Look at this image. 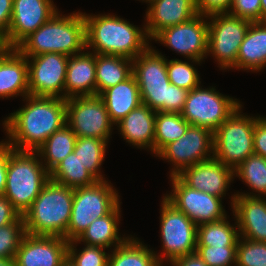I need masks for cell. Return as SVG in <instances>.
Segmentation results:
<instances>
[{"instance_id":"39","label":"cell","mask_w":266,"mask_h":266,"mask_svg":"<svg viewBox=\"0 0 266 266\" xmlns=\"http://www.w3.org/2000/svg\"><path fill=\"white\" fill-rule=\"evenodd\" d=\"M235 266H266V242L239 237Z\"/></svg>"},{"instance_id":"36","label":"cell","mask_w":266,"mask_h":266,"mask_svg":"<svg viewBox=\"0 0 266 266\" xmlns=\"http://www.w3.org/2000/svg\"><path fill=\"white\" fill-rule=\"evenodd\" d=\"M189 62L180 59H166V67L170 83L187 91L193 90L201 85L200 74L194 65H198L202 61L189 60Z\"/></svg>"},{"instance_id":"11","label":"cell","mask_w":266,"mask_h":266,"mask_svg":"<svg viewBox=\"0 0 266 266\" xmlns=\"http://www.w3.org/2000/svg\"><path fill=\"white\" fill-rule=\"evenodd\" d=\"M240 105V100L223 95L214 86L204 89L200 85L188 91L181 115L190 125L215 132Z\"/></svg>"},{"instance_id":"2","label":"cell","mask_w":266,"mask_h":266,"mask_svg":"<svg viewBox=\"0 0 266 266\" xmlns=\"http://www.w3.org/2000/svg\"><path fill=\"white\" fill-rule=\"evenodd\" d=\"M83 16L86 49H92L95 54L118 55L133 60L151 45L145 25L140 28L110 13H83Z\"/></svg>"},{"instance_id":"26","label":"cell","mask_w":266,"mask_h":266,"mask_svg":"<svg viewBox=\"0 0 266 266\" xmlns=\"http://www.w3.org/2000/svg\"><path fill=\"white\" fill-rule=\"evenodd\" d=\"M99 97L103 100L114 125L142 104L140 90L133 74L125 81L104 90Z\"/></svg>"},{"instance_id":"44","label":"cell","mask_w":266,"mask_h":266,"mask_svg":"<svg viewBox=\"0 0 266 266\" xmlns=\"http://www.w3.org/2000/svg\"><path fill=\"white\" fill-rule=\"evenodd\" d=\"M13 9V0H0V42L8 35Z\"/></svg>"},{"instance_id":"20","label":"cell","mask_w":266,"mask_h":266,"mask_svg":"<svg viewBox=\"0 0 266 266\" xmlns=\"http://www.w3.org/2000/svg\"><path fill=\"white\" fill-rule=\"evenodd\" d=\"M230 197L239 236L251 241L266 242V198L239 196L235 192Z\"/></svg>"},{"instance_id":"18","label":"cell","mask_w":266,"mask_h":266,"mask_svg":"<svg viewBox=\"0 0 266 266\" xmlns=\"http://www.w3.org/2000/svg\"><path fill=\"white\" fill-rule=\"evenodd\" d=\"M63 237L25 234L14 257L16 266H61L67 259Z\"/></svg>"},{"instance_id":"7","label":"cell","mask_w":266,"mask_h":266,"mask_svg":"<svg viewBox=\"0 0 266 266\" xmlns=\"http://www.w3.org/2000/svg\"><path fill=\"white\" fill-rule=\"evenodd\" d=\"M108 181L74 189L71 218L65 233L68 242L76 240L94 220L109 214L120 203L118 191Z\"/></svg>"},{"instance_id":"34","label":"cell","mask_w":266,"mask_h":266,"mask_svg":"<svg viewBox=\"0 0 266 266\" xmlns=\"http://www.w3.org/2000/svg\"><path fill=\"white\" fill-rule=\"evenodd\" d=\"M108 143L102 139L92 137H77L74 153L79 157L86 170L97 180H106L101 173L102 163L105 160Z\"/></svg>"},{"instance_id":"25","label":"cell","mask_w":266,"mask_h":266,"mask_svg":"<svg viewBox=\"0 0 266 266\" xmlns=\"http://www.w3.org/2000/svg\"><path fill=\"white\" fill-rule=\"evenodd\" d=\"M266 67V21L251 22L234 69L259 72Z\"/></svg>"},{"instance_id":"17","label":"cell","mask_w":266,"mask_h":266,"mask_svg":"<svg viewBox=\"0 0 266 266\" xmlns=\"http://www.w3.org/2000/svg\"><path fill=\"white\" fill-rule=\"evenodd\" d=\"M58 11L53 0H13L10 28L1 47L16 48Z\"/></svg>"},{"instance_id":"33","label":"cell","mask_w":266,"mask_h":266,"mask_svg":"<svg viewBox=\"0 0 266 266\" xmlns=\"http://www.w3.org/2000/svg\"><path fill=\"white\" fill-rule=\"evenodd\" d=\"M227 219L198 225L197 246H237L240 237L237 221L232 225Z\"/></svg>"},{"instance_id":"42","label":"cell","mask_w":266,"mask_h":266,"mask_svg":"<svg viewBox=\"0 0 266 266\" xmlns=\"http://www.w3.org/2000/svg\"><path fill=\"white\" fill-rule=\"evenodd\" d=\"M233 0H196L198 14L210 16L219 13H228Z\"/></svg>"},{"instance_id":"46","label":"cell","mask_w":266,"mask_h":266,"mask_svg":"<svg viewBox=\"0 0 266 266\" xmlns=\"http://www.w3.org/2000/svg\"><path fill=\"white\" fill-rule=\"evenodd\" d=\"M13 148L6 142H0V196L4 195L6 178H7V164L8 156Z\"/></svg>"},{"instance_id":"31","label":"cell","mask_w":266,"mask_h":266,"mask_svg":"<svg viewBox=\"0 0 266 266\" xmlns=\"http://www.w3.org/2000/svg\"><path fill=\"white\" fill-rule=\"evenodd\" d=\"M234 177L241 179L252 191L236 192L239 196L266 197V158L252 154L235 170ZM255 192V193H254Z\"/></svg>"},{"instance_id":"32","label":"cell","mask_w":266,"mask_h":266,"mask_svg":"<svg viewBox=\"0 0 266 266\" xmlns=\"http://www.w3.org/2000/svg\"><path fill=\"white\" fill-rule=\"evenodd\" d=\"M50 180L70 188L93 185L97 180L86 170L74 151L67 155L51 172Z\"/></svg>"},{"instance_id":"16","label":"cell","mask_w":266,"mask_h":266,"mask_svg":"<svg viewBox=\"0 0 266 266\" xmlns=\"http://www.w3.org/2000/svg\"><path fill=\"white\" fill-rule=\"evenodd\" d=\"M26 57L29 95L64 99L69 56L50 52Z\"/></svg>"},{"instance_id":"40","label":"cell","mask_w":266,"mask_h":266,"mask_svg":"<svg viewBox=\"0 0 266 266\" xmlns=\"http://www.w3.org/2000/svg\"><path fill=\"white\" fill-rule=\"evenodd\" d=\"M196 253L208 266H235L237 246H197Z\"/></svg>"},{"instance_id":"9","label":"cell","mask_w":266,"mask_h":266,"mask_svg":"<svg viewBox=\"0 0 266 266\" xmlns=\"http://www.w3.org/2000/svg\"><path fill=\"white\" fill-rule=\"evenodd\" d=\"M160 238L162 253L155 252L157 260L164 266L172 260L196 252L197 225L172 205L164 196L160 209Z\"/></svg>"},{"instance_id":"4","label":"cell","mask_w":266,"mask_h":266,"mask_svg":"<svg viewBox=\"0 0 266 266\" xmlns=\"http://www.w3.org/2000/svg\"><path fill=\"white\" fill-rule=\"evenodd\" d=\"M16 49L24 56L60 53L72 56L86 50L85 18L78 11L63 15L58 11L50 20L25 38Z\"/></svg>"},{"instance_id":"51","label":"cell","mask_w":266,"mask_h":266,"mask_svg":"<svg viewBox=\"0 0 266 266\" xmlns=\"http://www.w3.org/2000/svg\"><path fill=\"white\" fill-rule=\"evenodd\" d=\"M141 1L144 2V3H146V4H149V3L153 2L154 0H141Z\"/></svg>"},{"instance_id":"5","label":"cell","mask_w":266,"mask_h":266,"mask_svg":"<svg viewBox=\"0 0 266 266\" xmlns=\"http://www.w3.org/2000/svg\"><path fill=\"white\" fill-rule=\"evenodd\" d=\"M73 196V188L49 180L23 215L26 233L65 239Z\"/></svg>"},{"instance_id":"8","label":"cell","mask_w":266,"mask_h":266,"mask_svg":"<svg viewBox=\"0 0 266 266\" xmlns=\"http://www.w3.org/2000/svg\"><path fill=\"white\" fill-rule=\"evenodd\" d=\"M242 107L236 108L214 132L213 157L233 170L254 154L253 132L259 115L248 116L241 112Z\"/></svg>"},{"instance_id":"28","label":"cell","mask_w":266,"mask_h":266,"mask_svg":"<svg viewBox=\"0 0 266 266\" xmlns=\"http://www.w3.org/2000/svg\"><path fill=\"white\" fill-rule=\"evenodd\" d=\"M96 95L125 81L133 73V60L124 56L96 54Z\"/></svg>"},{"instance_id":"41","label":"cell","mask_w":266,"mask_h":266,"mask_svg":"<svg viewBox=\"0 0 266 266\" xmlns=\"http://www.w3.org/2000/svg\"><path fill=\"white\" fill-rule=\"evenodd\" d=\"M261 0H233L230 14L251 22L261 21Z\"/></svg>"},{"instance_id":"14","label":"cell","mask_w":266,"mask_h":266,"mask_svg":"<svg viewBox=\"0 0 266 266\" xmlns=\"http://www.w3.org/2000/svg\"><path fill=\"white\" fill-rule=\"evenodd\" d=\"M152 40L187 60L203 61L208 50V16L197 14L187 22L161 30Z\"/></svg>"},{"instance_id":"30","label":"cell","mask_w":266,"mask_h":266,"mask_svg":"<svg viewBox=\"0 0 266 266\" xmlns=\"http://www.w3.org/2000/svg\"><path fill=\"white\" fill-rule=\"evenodd\" d=\"M77 136L73 130L65 124L54 132L36 150L40 160L50 173L67 155L74 151Z\"/></svg>"},{"instance_id":"24","label":"cell","mask_w":266,"mask_h":266,"mask_svg":"<svg viewBox=\"0 0 266 266\" xmlns=\"http://www.w3.org/2000/svg\"><path fill=\"white\" fill-rule=\"evenodd\" d=\"M155 116L156 111L142 103L115 126L127 143L154 154Z\"/></svg>"},{"instance_id":"19","label":"cell","mask_w":266,"mask_h":266,"mask_svg":"<svg viewBox=\"0 0 266 266\" xmlns=\"http://www.w3.org/2000/svg\"><path fill=\"white\" fill-rule=\"evenodd\" d=\"M187 186L224 199L234 178V170L212 157L188 166L177 175Z\"/></svg>"},{"instance_id":"13","label":"cell","mask_w":266,"mask_h":266,"mask_svg":"<svg viewBox=\"0 0 266 266\" xmlns=\"http://www.w3.org/2000/svg\"><path fill=\"white\" fill-rule=\"evenodd\" d=\"M214 155V132L201 126L189 125L179 139L167 144L156 157L171 162L169 176L183 169L211 159Z\"/></svg>"},{"instance_id":"45","label":"cell","mask_w":266,"mask_h":266,"mask_svg":"<svg viewBox=\"0 0 266 266\" xmlns=\"http://www.w3.org/2000/svg\"><path fill=\"white\" fill-rule=\"evenodd\" d=\"M20 217L12 203L4 195L0 196V227L16 222Z\"/></svg>"},{"instance_id":"12","label":"cell","mask_w":266,"mask_h":266,"mask_svg":"<svg viewBox=\"0 0 266 266\" xmlns=\"http://www.w3.org/2000/svg\"><path fill=\"white\" fill-rule=\"evenodd\" d=\"M66 124L77 137H92L107 143L115 126L103 100L97 95L66 99Z\"/></svg>"},{"instance_id":"22","label":"cell","mask_w":266,"mask_h":266,"mask_svg":"<svg viewBox=\"0 0 266 266\" xmlns=\"http://www.w3.org/2000/svg\"><path fill=\"white\" fill-rule=\"evenodd\" d=\"M28 89V60L16 48L0 47V98H25Z\"/></svg>"},{"instance_id":"50","label":"cell","mask_w":266,"mask_h":266,"mask_svg":"<svg viewBox=\"0 0 266 266\" xmlns=\"http://www.w3.org/2000/svg\"><path fill=\"white\" fill-rule=\"evenodd\" d=\"M61 266H74L73 263L67 258Z\"/></svg>"},{"instance_id":"38","label":"cell","mask_w":266,"mask_h":266,"mask_svg":"<svg viewBox=\"0 0 266 266\" xmlns=\"http://www.w3.org/2000/svg\"><path fill=\"white\" fill-rule=\"evenodd\" d=\"M26 234L23 216L16 222L0 227V259H14Z\"/></svg>"},{"instance_id":"48","label":"cell","mask_w":266,"mask_h":266,"mask_svg":"<svg viewBox=\"0 0 266 266\" xmlns=\"http://www.w3.org/2000/svg\"><path fill=\"white\" fill-rule=\"evenodd\" d=\"M0 266H16L14 259H0Z\"/></svg>"},{"instance_id":"21","label":"cell","mask_w":266,"mask_h":266,"mask_svg":"<svg viewBox=\"0 0 266 266\" xmlns=\"http://www.w3.org/2000/svg\"><path fill=\"white\" fill-rule=\"evenodd\" d=\"M148 5L144 25L150 42L161 30L187 22L198 14L196 0H154Z\"/></svg>"},{"instance_id":"29","label":"cell","mask_w":266,"mask_h":266,"mask_svg":"<svg viewBox=\"0 0 266 266\" xmlns=\"http://www.w3.org/2000/svg\"><path fill=\"white\" fill-rule=\"evenodd\" d=\"M110 252L108 266H162L155 251L132 235Z\"/></svg>"},{"instance_id":"3","label":"cell","mask_w":266,"mask_h":266,"mask_svg":"<svg viewBox=\"0 0 266 266\" xmlns=\"http://www.w3.org/2000/svg\"><path fill=\"white\" fill-rule=\"evenodd\" d=\"M141 101L156 112L181 113L188 91L171 84L166 58L150 45L133 59V73Z\"/></svg>"},{"instance_id":"15","label":"cell","mask_w":266,"mask_h":266,"mask_svg":"<svg viewBox=\"0 0 266 266\" xmlns=\"http://www.w3.org/2000/svg\"><path fill=\"white\" fill-rule=\"evenodd\" d=\"M172 191L163 196L197 226L227 217L222 198L187 186L177 175L170 176Z\"/></svg>"},{"instance_id":"1","label":"cell","mask_w":266,"mask_h":266,"mask_svg":"<svg viewBox=\"0 0 266 266\" xmlns=\"http://www.w3.org/2000/svg\"><path fill=\"white\" fill-rule=\"evenodd\" d=\"M23 99L25 105L2 122L5 141L15 150L36 151L66 124V99L32 95Z\"/></svg>"},{"instance_id":"49","label":"cell","mask_w":266,"mask_h":266,"mask_svg":"<svg viewBox=\"0 0 266 266\" xmlns=\"http://www.w3.org/2000/svg\"><path fill=\"white\" fill-rule=\"evenodd\" d=\"M261 21H266V0H261Z\"/></svg>"},{"instance_id":"10","label":"cell","mask_w":266,"mask_h":266,"mask_svg":"<svg viewBox=\"0 0 266 266\" xmlns=\"http://www.w3.org/2000/svg\"><path fill=\"white\" fill-rule=\"evenodd\" d=\"M251 21L228 13L208 16L207 56L214 57L220 70L233 69L240 45Z\"/></svg>"},{"instance_id":"37","label":"cell","mask_w":266,"mask_h":266,"mask_svg":"<svg viewBox=\"0 0 266 266\" xmlns=\"http://www.w3.org/2000/svg\"><path fill=\"white\" fill-rule=\"evenodd\" d=\"M77 245L76 240L68 242L67 258L74 266H108L109 252H105L106 248L84 245L78 250Z\"/></svg>"},{"instance_id":"23","label":"cell","mask_w":266,"mask_h":266,"mask_svg":"<svg viewBox=\"0 0 266 266\" xmlns=\"http://www.w3.org/2000/svg\"><path fill=\"white\" fill-rule=\"evenodd\" d=\"M86 51L68 57L64 99L96 96V54Z\"/></svg>"},{"instance_id":"35","label":"cell","mask_w":266,"mask_h":266,"mask_svg":"<svg viewBox=\"0 0 266 266\" xmlns=\"http://www.w3.org/2000/svg\"><path fill=\"white\" fill-rule=\"evenodd\" d=\"M189 125L181 113L156 112L154 155L156 156L167 144L183 136Z\"/></svg>"},{"instance_id":"47","label":"cell","mask_w":266,"mask_h":266,"mask_svg":"<svg viewBox=\"0 0 266 266\" xmlns=\"http://www.w3.org/2000/svg\"><path fill=\"white\" fill-rule=\"evenodd\" d=\"M168 264L171 266H208L196 252L178 257Z\"/></svg>"},{"instance_id":"6","label":"cell","mask_w":266,"mask_h":266,"mask_svg":"<svg viewBox=\"0 0 266 266\" xmlns=\"http://www.w3.org/2000/svg\"><path fill=\"white\" fill-rule=\"evenodd\" d=\"M49 180L50 173L36 151L13 149L10 152L4 196L21 216L31 207Z\"/></svg>"},{"instance_id":"27","label":"cell","mask_w":266,"mask_h":266,"mask_svg":"<svg viewBox=\"0 0 266 266\" xmlns=\"http://www.w3.org/2000/svg\"><path fill=\"white\" fill-rule=\"evenodd\" d=\"M120 205L121 202L109 214L94 220L76 239L77 243L83 242L84 245L99 246L107 250L121 245L129 236L121 237L119 234Z\"/></svg>"},{"instance_id":"43","label":"cell","mask_w":266,"mask_h":266,"mask_svg":"<svg viewBox=\"0 0 266 266\" xmlns=\"http://www.w3.org/2000/svg\"><path fill=\"white\" fill-rule=\"evenodd\" d=\"M254 154L266 158V117L262 116L256 119L253 132Z\"/></svg>"}]
</instances>
